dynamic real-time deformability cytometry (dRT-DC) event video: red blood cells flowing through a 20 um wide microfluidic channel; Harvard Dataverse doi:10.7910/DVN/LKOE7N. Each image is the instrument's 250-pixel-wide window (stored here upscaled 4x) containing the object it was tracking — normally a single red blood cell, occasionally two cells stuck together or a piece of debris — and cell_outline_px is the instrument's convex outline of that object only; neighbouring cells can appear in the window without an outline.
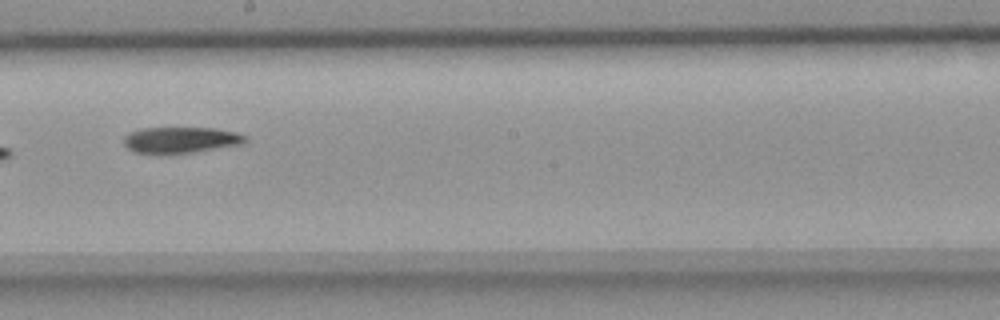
{"species": "common noctule bat (a hibernating species)", "species_latin": "Nyctalus noctula", "temperature_condition": "room temperature", "stored_images_in_passage": 8, "camera_frame_rate_fps": 3000, "um_per_image_px": 0.085, "animal": {"sex": "female", "body_mass_g": 18.4}, "frame": {"image": 1, "passage_image": 6, "time_ms": 1.667, "image_size_px": [1000, 320], "cell_outline_px": [[248, 140], [240, 144], [192, 152], [136, 152], [128, 148], [124, 144], [124, 136], [128, 132], [140, 128], [216, 128], [236, 132], [248, 136]], "centroid_in_image_um": [15.38, 11.86], "position_along_channel_um": 232.8, "area_um2": 18.09}}
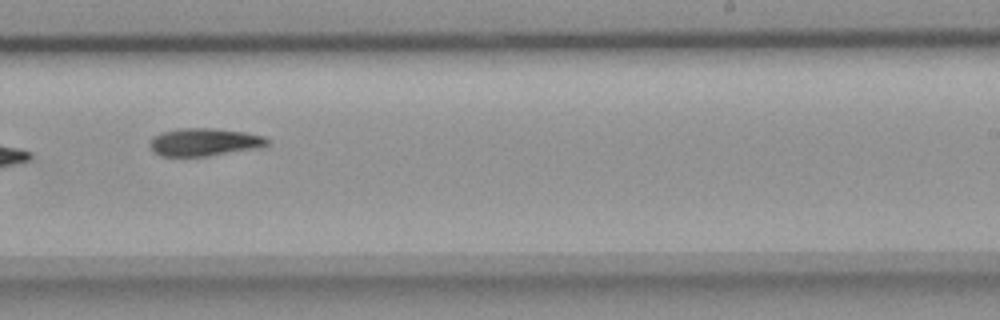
{"frame": {"image": 2, "passage_image": 7, "time_ms": 2.0, "image_size_px": [1000, 320], "cell_outline_px": [[272, 144], [260, 148], [208, 156], [160, 156], [152, 152], [148, 144], [152, 136], [160, 132], [180, 128], [212, 128], [244, 132], [264, 136], [272, 140]], "centroid_in_image_um": [17.37, 12.08], "position_along_channel_um": 271.6, "area_um2": 19.48}}
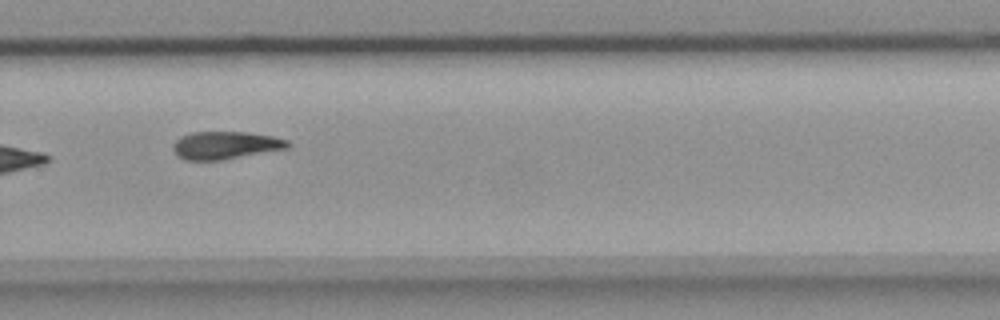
{"frame": {"image": 3, "passage_image": 8, "time_ms": 2.333, "image_size_px": [1000, 320], "cell_outline_px": [[292, 144], [288, 148], [220, 160], [184, 160], [176, 156], [172, 148], [172, 144], [180, 136], [192, 132], [248, 132], [272, 136], [288, 140]], "centroid_in_image_um": [19.13, 12.34], "position_along_channel_um": 310.7, "area_um2": 18.61}}